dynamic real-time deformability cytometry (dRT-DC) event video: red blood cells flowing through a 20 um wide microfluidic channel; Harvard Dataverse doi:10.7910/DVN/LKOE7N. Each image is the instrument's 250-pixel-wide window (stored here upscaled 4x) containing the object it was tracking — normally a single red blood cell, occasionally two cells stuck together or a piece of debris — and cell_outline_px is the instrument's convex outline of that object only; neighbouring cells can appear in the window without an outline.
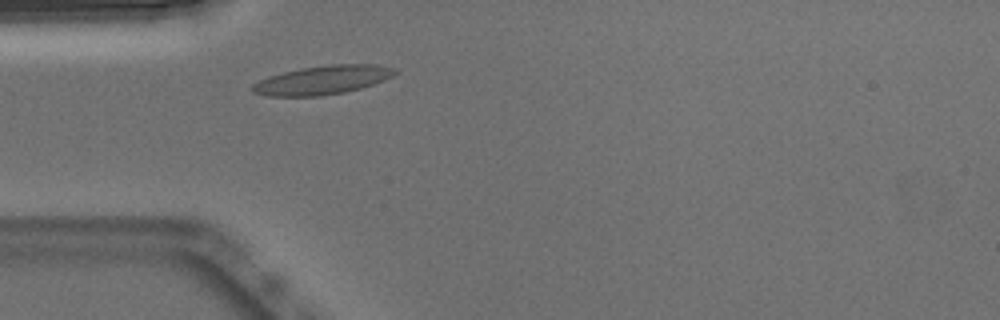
{"species": "Egyptian fruit bat (a non-hibernating species)", "species_latin": "Rousettus aegyptiacus", "temperature_condition": "warm", "stored_images_in_passage": 33, "camera_frame_rate_fps": 3000, "um_per_image_px": 0.085, "animal": {"sex": "male"}, "frame": {"image": 1, "passage_image": 1, "time_ms": 0.0, "image_size_px": [1000, 320], "cell_outline_px": [[396, 72], [392, 76], [384, 80], [360, 88], [344, 92], [320, 96], [268, 96], [252, 92], [252, 84], [268, 76], [300, 68], [332, 64], [376, 64], [396, 68]], "centroid_in_image_um": [27.41, 6.8], "position_along_channel_um": 57.6, "area_um2": 23.81}}
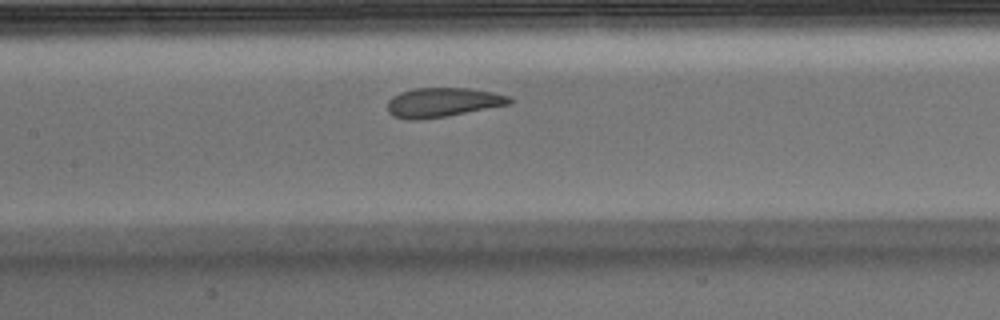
{"frame": {"image": 2, "passage_image": 10, "time_ms": 3.0, "image_size_px": [1000, 320], "cell_outline_px": [[512, 104], [444, 116], [416, 120], [408, 120], [392, 116], [388, 112], [388, 100], [392, 96], [400, 92], [416, 88], [468, 88], [492, 92], [512, 96]], "centroid_in_image_um": [37.63, 8.7], "position_along_channel_um": 169.8, "area_um2": 20.87}}
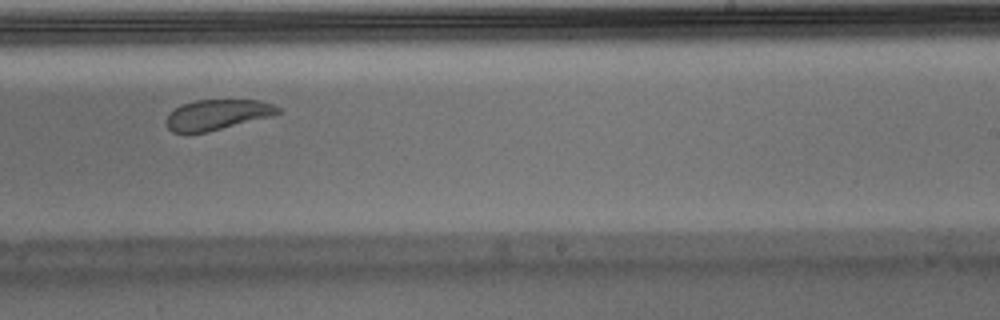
{"frame": {"image": 3, "passage_image": 18, "time_ms": 5.667, "image_size_px": [1000, 320], "cell_outline_px": [[280, 112], [272, 116], [208, 132], [172, 132], [168, 128], [164, 120], [180, 104], [196, 100], [260, 100], [272, 104], [280, 108]], "centroid_in_image_um": [18.47, 9.74], "position_along_channel_um": 270.5, "area_um2": 19.65}, "authors_computed_cell_mechanics": {"area_um2": 21.675, "velocity_mm_per_s": 3.7921, "shape_relaxation_time_tau1_ms": 3.5422, "shape_relaxation_time_tau2_ms": 0.6285, "deformation_change_tau1": 0.1483, "deformation_change_tau2": 0.0671}}